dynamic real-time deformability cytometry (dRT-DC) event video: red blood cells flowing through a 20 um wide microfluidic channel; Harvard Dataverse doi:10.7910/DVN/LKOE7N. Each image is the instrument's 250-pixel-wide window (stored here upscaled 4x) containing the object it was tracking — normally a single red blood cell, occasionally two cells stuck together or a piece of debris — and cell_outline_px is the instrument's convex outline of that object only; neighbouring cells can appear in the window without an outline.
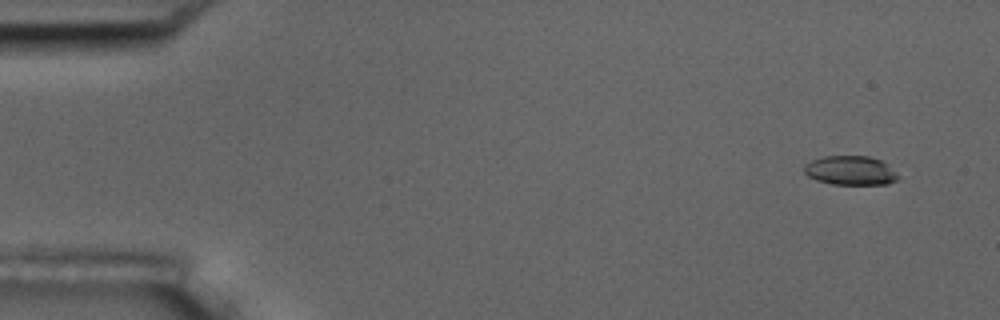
{"species": "common noctule bat (a hibernating species)", "species_latin": "Nyctalus noctula", "temperature_condition": "room temperature", "stored_images_in_passage": 6, "camera_frame_rate_fps": 3000, "um_per_image_px": 0.085, "animal": {"sex": "male", "body_mass_g": 17.5, "forearm_length_mm": 52.3}, "frame": {"image": 1, "passage_image": 1, "time_ms": 0.0, "image_size_px": [1000, 320], "cell_outline_px": [[900, 176], [896, 180], [888, 184], [832, 184], [816, 180], [808, 176], [804, 172], [804, 164], [812, 160], [824, 156], [868, 156], [880, 160], [888, 164]], "centroid_in_image_um": [72.29, 14.49], "position_along_channel_um": 12.7, "area_um2": 16.01}}
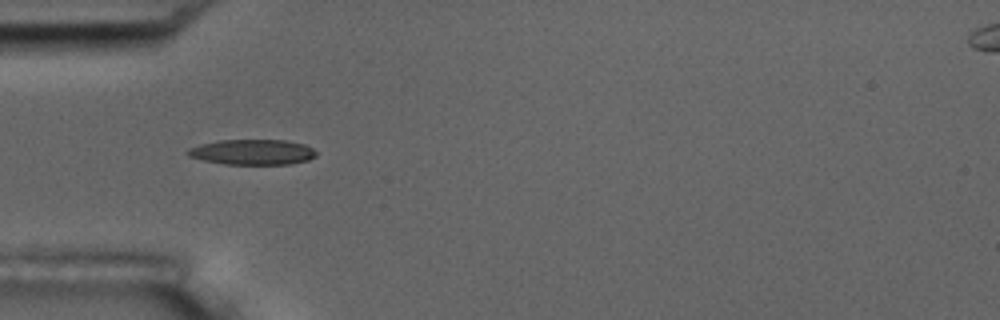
{"frame": {"image": 2, "passage_image": 5, "time_ms": 4.667, "image_size_px": [1000, 320], "cell_outline_px": [[316, 156], [308, 160], [288, 164], [224, 164], [204, 160], [188, 156], [184, 152], [188, 148], [200, 144], [220, 140], [288, 140], [304, 144], [312, 148], [316, 152]], "centroid_in_image_um": [21.44, 12.92], "position_along_channel_um": 63.6, "area_um2": 19.02}}